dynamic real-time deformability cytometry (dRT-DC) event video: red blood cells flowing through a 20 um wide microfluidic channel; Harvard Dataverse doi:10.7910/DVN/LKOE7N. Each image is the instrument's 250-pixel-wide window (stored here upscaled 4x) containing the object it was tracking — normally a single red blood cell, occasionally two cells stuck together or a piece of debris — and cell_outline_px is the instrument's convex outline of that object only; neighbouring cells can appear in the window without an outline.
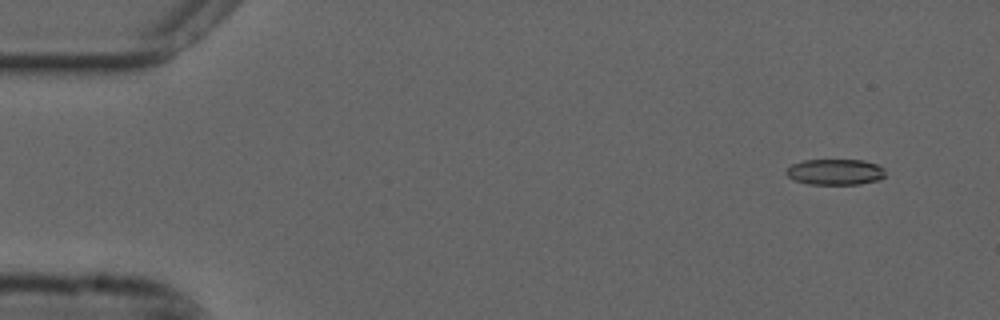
{"species": "common noctule bat (a hibernating species)", "species_latin": "Nyctalus noctula", "temperature_condition": "cold", "stored_images_in_passage": 52, "camera_frame_rate_fps": 3000, "um_per_image_px": 0.085, "animal": {"sex": "male", "forearm_length_mm": 52.5}, "frame": {"image": 1, "passage_image": 1, "time_ms": 0.0, "image_size_px": [1000, 320], "cell_outline_px": [[884, 176], [880, 180], [860, 184], [808, 184], [796, 180], [788, 176], [784, 172], [792, 164], [804, 160], [864, 160], [876, 164], [884, 168]], "centroid_in_image_um": [71.01, 14.61], "position_along_channel_um": 14.0, "area_um2": 14.91}}
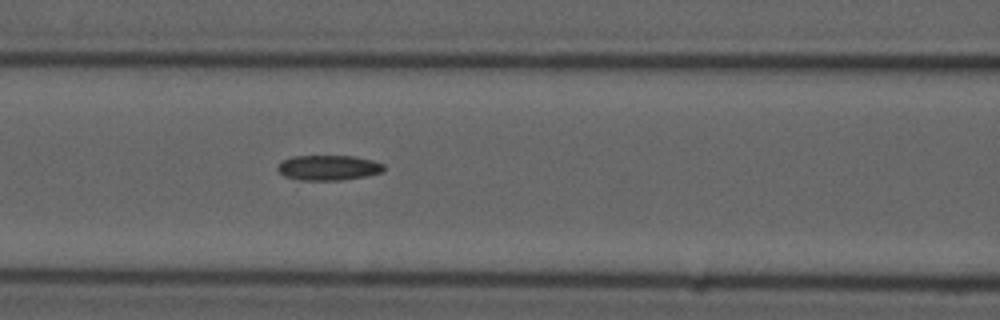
{"frame": {"image": 2, "passage_image": 20, "time_ms": 6.333, "image_size_px": [1000, 320], "cell_outline_px": [[384, 168], [380, 172], [368, 176], [340, 180], [300, 180], [284, 176], [276, 168], [276, 164], [292, 156], [356, 156], [372, 160], [384, 164]], "centroid_in_image_um": [27.9, 14.25], "position_along_channel_um": 138.7, "area_um2": 15.61}}
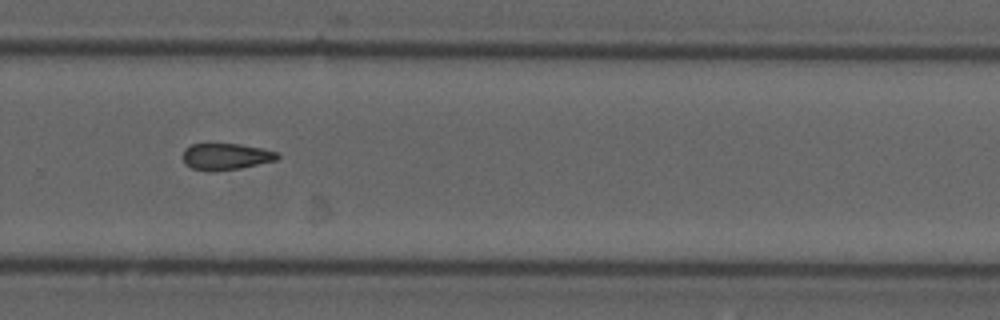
{"frame": {"image": 3, "passage_image": 34, "time_ms": 11.0, "image_size_px": [1000, 320], "cell_outline_px": [[280, 156], [276, 160], [240, 168], [216, 172], [208, 172], [192, 168], [184, 164], [184, 148], [192, 144], [204, 140], [240, 144], [264, 148], [280, 152]], "centroid_in_image_um": [19.17, 13.26], "position_along_channel_um": 310.6, "area_um2": 15.55}}